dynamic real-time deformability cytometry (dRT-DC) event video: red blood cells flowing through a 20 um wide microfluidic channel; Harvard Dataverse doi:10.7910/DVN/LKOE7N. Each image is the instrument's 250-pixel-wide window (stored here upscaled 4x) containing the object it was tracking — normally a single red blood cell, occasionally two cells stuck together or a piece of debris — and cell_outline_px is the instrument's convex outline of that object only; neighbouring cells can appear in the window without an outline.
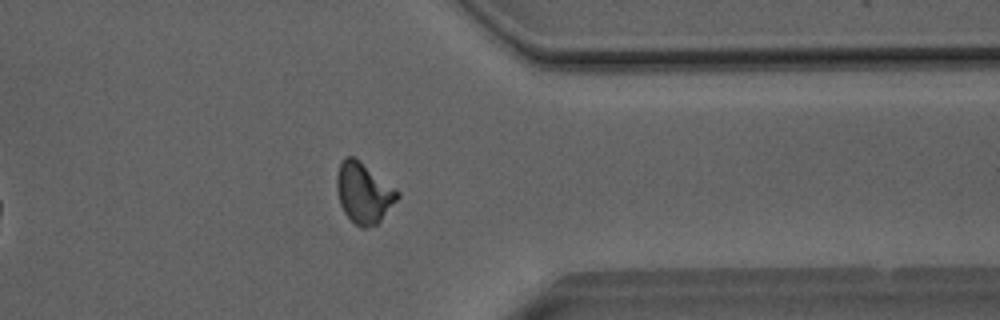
{"species": "Egyptian fruit bat (a non-hibernating species)", "species_latin": "Rousettus aegyptiacus", "temperature_condition": "room temperature", "stored_images_in_passage": 33, "camera_frame_rate_fps": 3000, "um_per_image_px": 0.085, "animal": {"sex": "male"}, "frame": {"image": 1, "passage_image": 28, "time_ms": 9.0, "image_size_px": [1000, 320], "cell_outline_px": [[400, 196], [380, 220], [376, 224], [364, 228], [360, 228], [344, 212], [340, 204], [336, 188], [336, 176], [340, 164], [348, 156], [352, 156], [360, 160], [396, 188], [400, 192]], "centroid_in_image_um": [30.92, 16.38], "position_along_channel_um": 380.5, "area_um2": 21.21}, "authors_computed_cell_mechanics": {"area_um2": 20.3456, "velocity_mm_per_s": 4.0646, "shape_relaxation_time_tau1_ms": 5.0361, "shape_relaxation_time_tau2_ms": 1.2112, "deformation_change_tau1": 0.1555, "deformation_change_tau2": 0.0725}}